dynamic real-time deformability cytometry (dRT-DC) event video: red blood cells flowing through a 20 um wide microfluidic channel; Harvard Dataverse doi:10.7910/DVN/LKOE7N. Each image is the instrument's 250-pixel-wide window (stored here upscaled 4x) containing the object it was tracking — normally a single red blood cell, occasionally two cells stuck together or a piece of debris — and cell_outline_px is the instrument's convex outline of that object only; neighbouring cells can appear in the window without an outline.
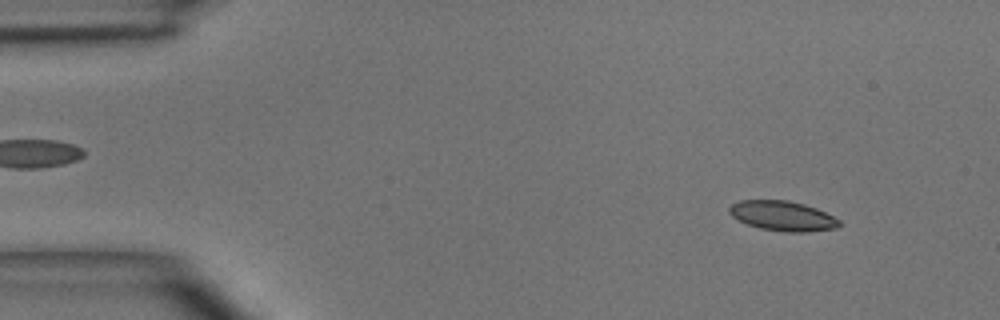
{"species": "common noctule bat (a hibernating species)", "species_latin": "Nyctalus noctula", "temperature_condition": "room temperature", "stored_images_in_passage": 4, "camera_frame_rate_fps": 3000, "um_per_image_px": 0.085, "animal": {"sex": "male", "body_mass_g": 15.6}, "frame": {"image": 1, "passage_image": 4, "time_ms": 4.667, "image_size_px": [1000, 320], "cell_outline_px": [[840, 224], [836, 228], [808, 232], [788, 232], [760, 228], [748, 224], [732, 216], [728, 212], [728, 208], [732, 204], [740, 200], [788, 200], [804, 204], [816, 208], [840, 220]], "centroid_in_image_um": [66.52, 18.35], "position_along_channel_um": 18.5, "area_um2": 19.02}}